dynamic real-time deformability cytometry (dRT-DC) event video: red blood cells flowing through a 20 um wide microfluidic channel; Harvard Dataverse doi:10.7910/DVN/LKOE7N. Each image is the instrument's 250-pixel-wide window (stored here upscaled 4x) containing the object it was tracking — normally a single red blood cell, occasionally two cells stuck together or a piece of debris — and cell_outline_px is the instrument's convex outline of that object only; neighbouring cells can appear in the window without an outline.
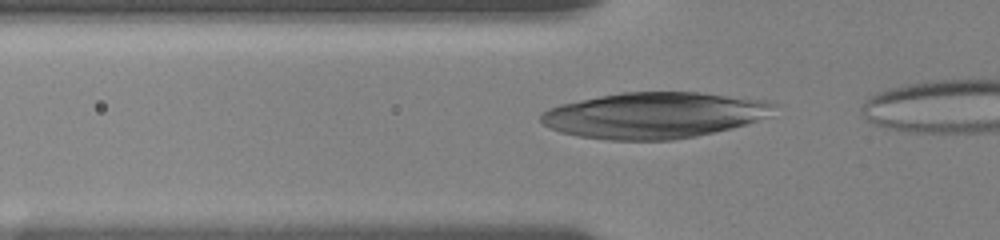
{"species": "human", "species_latin": "Homo sapiens", "temperature_condition": "room temperature", "stored_images_in_passage": 11, "camera_frame_rate_fps": 3000, "um_per_image_px": 0.085, "donor": {"sex": "female"}, "frame": {"image": 1, "passage_image": 7, "time_ms": 2.667, "image_size_px": [1000, 240], "cell_outline_px": [[776, 104], [764, 116], [748, 124], [732, 128], [696, 136], [672, 140], [608, 140], [580, 136], [560, 132], [544, 124], [540, 120], [540, 112], [548, 108], [560, 104], [600, 96], [624, 92], [696, 92], [764, 100]], "centroid_in_image_um": [55.54, 9.8], "position_along_channel_um": 70.3, "area_um2": 61.96}}
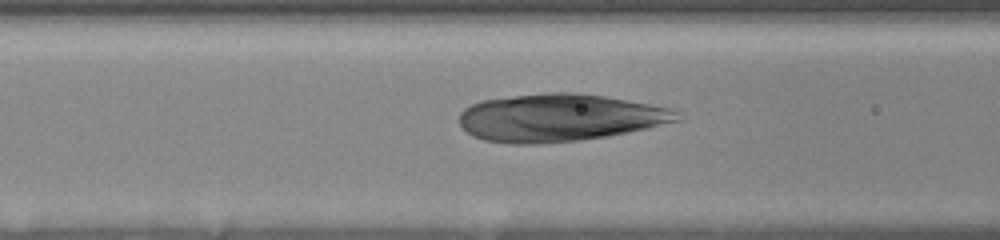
{"frame": {"image": 2, "passage_image": 10, "time_ms": 4.0, "image_size_px": [1000, 240], "cell_outline_px": [[680, 120], [648, 128], [608, 136], [580, 140], [536, 144], [508, 144], [484, 140], [472, 136], [460, 124], [460, 112], [464, 108], [472, 104], [484, 100], [544, 92], [572, 92], [604, 96], [648, 104], [668, 108], [676, 112]], "centroid_in_image_um": [47.51, 10.01], "position_along_channel_um": 119.1, "area_um2": 59.94}}